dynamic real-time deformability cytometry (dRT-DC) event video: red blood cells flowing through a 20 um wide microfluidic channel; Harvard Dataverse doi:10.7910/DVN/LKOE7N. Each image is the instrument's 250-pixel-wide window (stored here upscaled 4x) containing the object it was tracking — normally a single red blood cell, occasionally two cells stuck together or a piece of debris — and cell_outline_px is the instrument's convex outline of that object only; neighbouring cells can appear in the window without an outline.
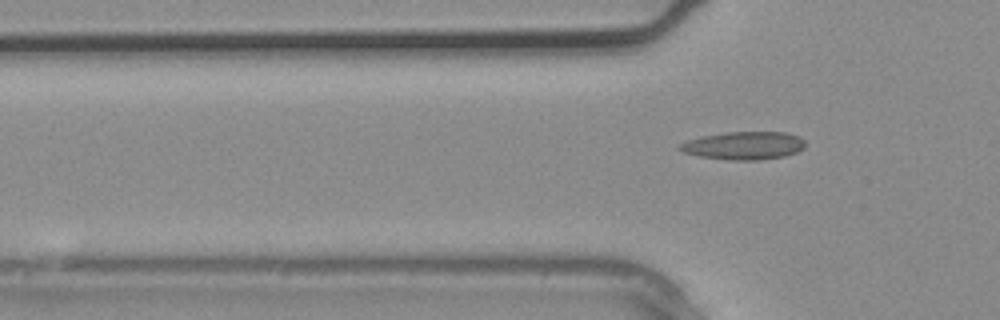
{"species": "common noctule bat (a hibernating species)", "species_latin": "Nyctalus noctula", "temperature_condition": "warm", "stored_images_in_passage": 4, "segment_of_instrument_passage": [2, 2], "camera_frame_rate_fps": 3000, "um_per_image_px": 0.085, "animal": {"sex": "male", "body_mass_g": 20.4}, "frame": {"image": 1, "passage_image": 4, "time_ms": 1.0, "image_size_px": [1000, 320], "cell_outline_px": [[804, 148], [796, 152], [784, 156], [756, 160], [732, 160], [700, 156], [684, 152], [676, 148], [680, 144], [688, 140], [700, 136], [724, 132], [784, 132], [800, 136], [804, 140]], "centroid_in_image_um": [63.22, 12.36], "position_along_channel_um": 62.6, "area_um2": 20.4}}